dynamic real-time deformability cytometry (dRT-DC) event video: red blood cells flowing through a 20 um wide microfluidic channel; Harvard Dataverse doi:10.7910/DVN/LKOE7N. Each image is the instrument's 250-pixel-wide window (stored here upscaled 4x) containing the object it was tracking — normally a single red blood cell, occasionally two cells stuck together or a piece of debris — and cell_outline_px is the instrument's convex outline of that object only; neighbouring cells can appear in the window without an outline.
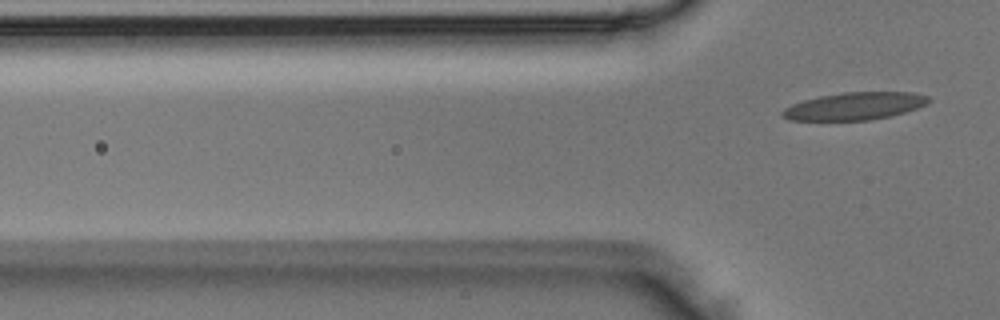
{"species": "Egyptian fruit bat (a non-hibernating species)", "species_latin": "Rousettus aegyptiacus", "temperature_condition": "room temperature", "stored_images_in_passage": 7, "segment_of_instrument_passage": [2, 2], "camera_frame_rate_fps": 3000, "um_per_image_px": 0.085, "animal": {"sex": "male"}, "frame": {"image": 1, "passage_image": 7, "time_ms": 2.0, "image_size_px": [1000, 320], "cell_outline_px": [[932, 100], [928, 104], [904, 112], [872, 120], [788, 120], [780, 116], [780, 112], [784, 108], [792, 104], [804, 100], [820, 96], [844, 92], [912, 92], [928, 96]], "centroid_in_image_um": [72.63, 9.02], "position_along_channel_um": 53.2, "area_um2": 23.47}}